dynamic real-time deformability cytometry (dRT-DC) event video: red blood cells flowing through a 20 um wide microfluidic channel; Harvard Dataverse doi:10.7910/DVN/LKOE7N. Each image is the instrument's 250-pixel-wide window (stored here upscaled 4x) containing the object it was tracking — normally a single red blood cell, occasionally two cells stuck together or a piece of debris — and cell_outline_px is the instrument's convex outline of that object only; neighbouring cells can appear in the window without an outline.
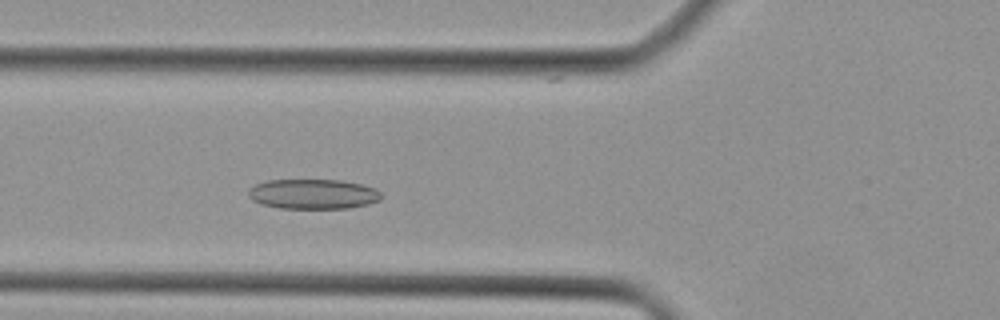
{"species": "Egyptian fruit bat (a non-hibernating species)", "species_latin": "Rousettus aegyptiacus", "temperature_condition": "cold", "stored_images_in_passage": 39, "camera_frame_rate_fps": 3000, "um_per_image_px": 0.085, "animal": {"sex": "female"}, "frame": {"image": 1, "passage_image": 11, "time_ms": 3.333, "image_size_px": [1000, 320], "cell_outline_px": [[380, 200], [368, 204], [348, 208], [280, 208], [260, 204], [252, 200], [248, 196], [248, 192], [256, 184], [268, 180], [340, 180], [360, 184], [376, 188], [380, 192]], "centroid_in_image_um": [26.61, 16.49], "position_along_channel_um": 99.2, "area_um2": 23.06}}
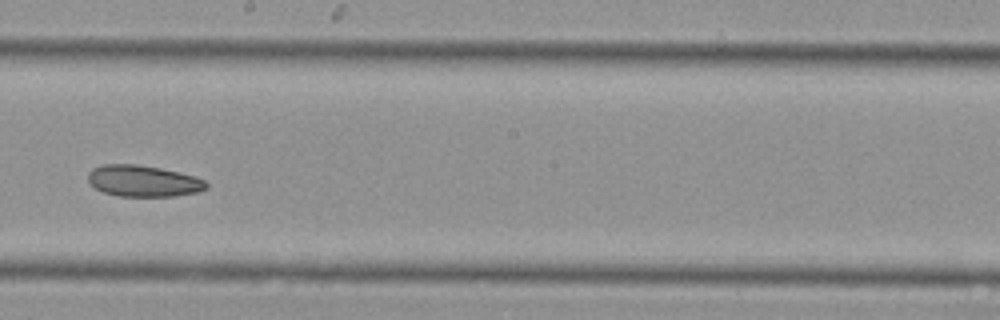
{"frame": {"image": 2, "passage_image": 20, "time_ms": 6.333, "image_size_px": [1000, 320], "cell_outline_px": [[208, 188], [196, 192], [172, 196], [116, 196], [92, 188], [88, 184], [88, 172], [92, 168], [100, 164], [136, 164], [160, 168], [196, 176], [204, 180], [208, 184]], "centroid_in_image_um": [12.12, 15.38], "position_along_channel_um": 236.1, "area_um2": 21.85}}
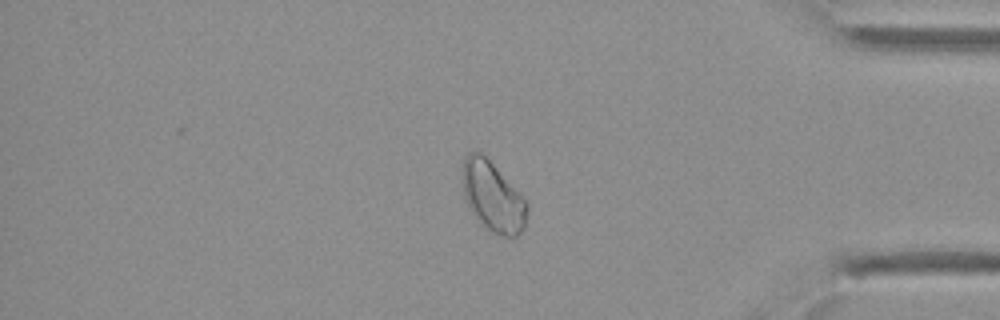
{"frame": {"image": 3, "passage_image": 32, "time_ms": 10.333, "image_size_px": [1000, 320], "cell_outline_px": [[528, 212], [524, 228], [516, 236], [500, 236], [492, 232], [476, 220], [464, 196], [460, 184], [464, 156], [468, 152], [480, 152], [520, 192], [528, 204]], "centroid_in_image_um": [41.86, 16.72], "position_along_channel_um": 393.3, "area_um2": 26.53}}